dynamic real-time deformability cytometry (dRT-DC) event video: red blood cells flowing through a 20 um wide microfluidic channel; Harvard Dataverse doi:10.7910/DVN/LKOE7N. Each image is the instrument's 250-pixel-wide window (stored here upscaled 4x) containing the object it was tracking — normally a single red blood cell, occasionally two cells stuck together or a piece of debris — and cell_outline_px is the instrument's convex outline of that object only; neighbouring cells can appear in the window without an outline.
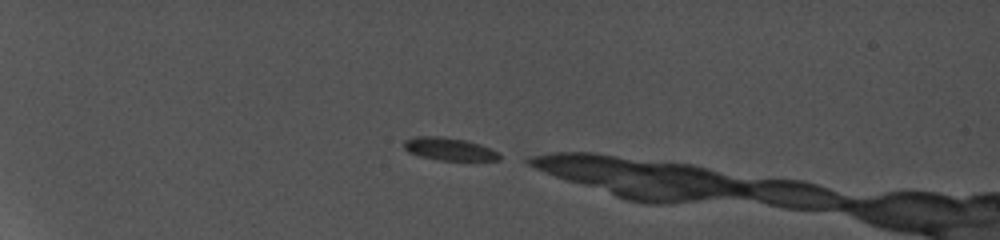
{"species": "common noctule bat (a hibernating species)", "species_latin": "Nyctalus noctula", "temperature_condition": "cold", "stored_images_in_passage": 8, "camera_frame_rate_fps": 5000, "um_per_image_px": 0.085, "animal": {"sex": "female", "body_mass_g": 19.0, "forearm_length_mm": 56.7}, "frame": {"image": 1, "passage_image": 1, "time_ms": 0.0, "image_size_px": [1000, 240], "cell_outline_px": [[500, 160], [440, 160], [420, 156], [408, 152], [404, 148], [404, 140], [428, 136], [464, 140], [488, 148], [496, 152], [500, 156]], "centroid_in_image_um": [38.15, 12.69], "position_along_channel_um": 46.8, "area_um2": 11.96}}
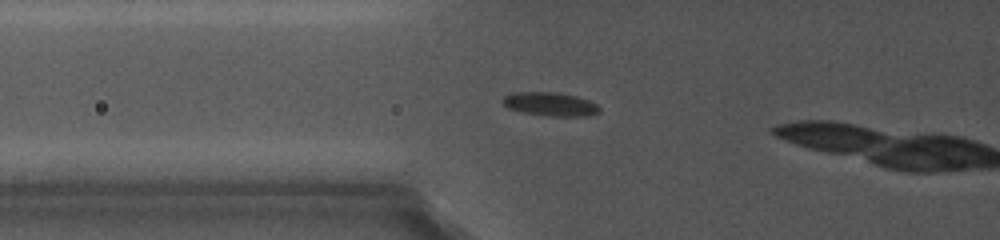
{"frame": {"image": 2, "passage_image": 4, "time_ms": 2.6, "image_size_px": [1000, 240], "cell_outline_px": [[600, 112], [580, 116], [552, 116], [524, 112], [512, 108], [504, 104], [504, 96], [516, 92], [548, 92], [572, 96], [596, 104], [600, 108]], "centroid_in_image_um": [46.76, 8.85], "position_along_channel_um": 79.0, "area_um2": 12.54}}